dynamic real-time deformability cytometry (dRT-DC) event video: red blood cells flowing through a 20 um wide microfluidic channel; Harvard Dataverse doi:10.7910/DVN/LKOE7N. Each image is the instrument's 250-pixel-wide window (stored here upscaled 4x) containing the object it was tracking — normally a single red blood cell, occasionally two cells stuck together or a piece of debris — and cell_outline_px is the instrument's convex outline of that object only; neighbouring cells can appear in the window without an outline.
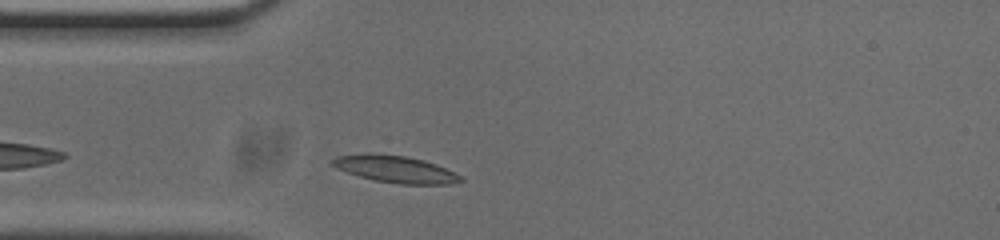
{"species": "common noctule bat (a hibernating species)", "species_latin": "Nyctalus noctula", "temperature_condition": "cold", "stored_images_in_passage": 30, "camera_frame_rate_fps": 3000, "um_per_image_px": 0.085, "animal": {"sex": "male", "body_mass_g": 20.0, "forearm_length_mm": 53.3}, "frame": {"image": 1, "passage_image": 3, "time_ms": 0.667, "image_size_px": [1000, 240], "cell_outline_px": [[464, 180], [452, 184], [400, 184], [376, 180], [360, 176], [336, 168], [328, 164], [328, 160], [336, 156], [368, 152], [404, 156], [424, 160], [436, 164], [460, 176]], "centroid_in_image_um": [33.52, 14.36], "position_along_channel_um": 51.5, "area_um2": 20.17}}
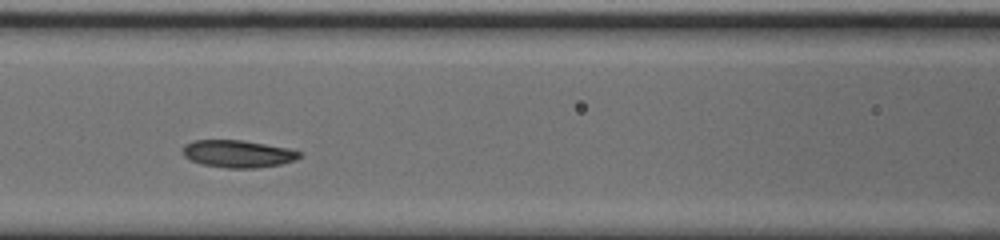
{"frame": {"image": 2, "passage_image": 11, "time_ms": 3.333, "image_size_px": [1000, 240], "cell_outline_px": [[300, 156], [296, 160], [280, 164], [256, 168], [228, 168], [204, 164], [192, 160], [184, 156], [184, 144], [192, 140], [240, 140], [288, 148], [300, 152]], "centroid_in_image_um": [20.22, 13.07], "position_along_channel_um": 146.4, "area_um2": 18.32}}
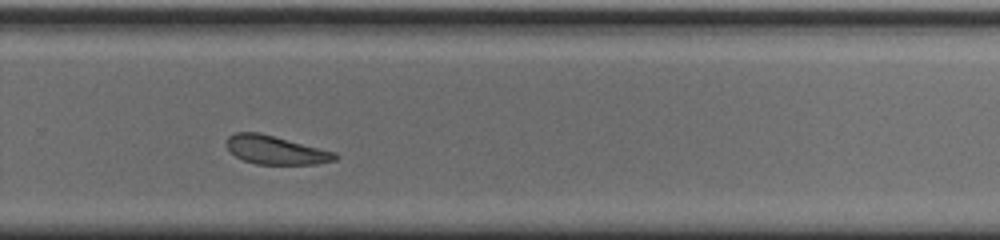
{"frame": {"image": 3, "passage_image": 24, "time_ms": 7.667, "image_size_px": [1000, 240], "cell_outline_px": [[336, 160], [316, 164], [256, 164], [244, 160], [236, 156], [224, 144], [228, 136], [236, 132], [260, 132], [336, 152]], "centroid_in_image_um": [23.41, 12.74], "position_along_channel_um": 306.4, "area_um2": 18.03}, "authors_computed_cell_mechanics": {"area_um2": 19.074, "velocity_mm_per_s": 3.6947, "shape_relaxation_time_tau1_ms": 1.1574, "shape_relaxation_time_tau2_ms": 7.4968, "deformation_change_tau1": 0.0759, "deformation_change_tau2": 0.1569}}